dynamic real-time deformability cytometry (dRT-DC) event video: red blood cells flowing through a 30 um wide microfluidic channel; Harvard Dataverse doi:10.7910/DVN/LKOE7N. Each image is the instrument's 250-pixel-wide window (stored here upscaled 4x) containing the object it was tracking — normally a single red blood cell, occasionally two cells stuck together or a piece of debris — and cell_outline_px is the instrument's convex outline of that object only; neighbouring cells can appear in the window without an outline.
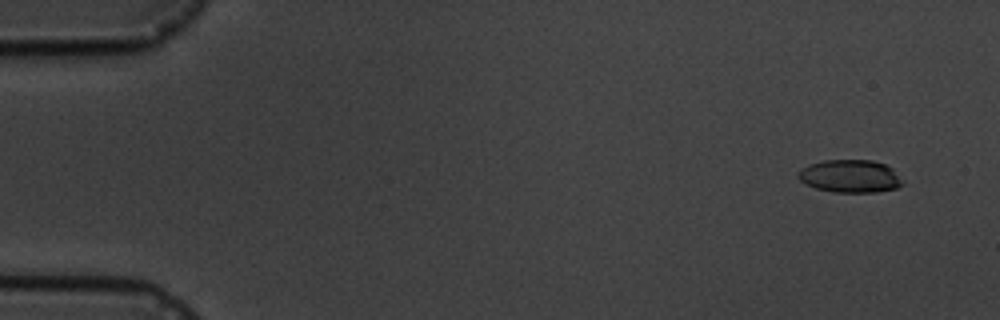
{"species": "common noctule bat (a hibernating species)", "species_latin": "Nyctalus noctula", "temperature_condition": "cold", "stored_images_in_passage": 6, "camera_frame_rate_fps": 3000, "um_per_image_px": 0.085, "animal": {"sex": "male", "body_mass_g": 19.5, "forearm_length_mm": 54.6}, "frame": {"image": 1, "passage_image": 1, "time_ms": 0.0, "image_size_px": [1000, 320], "cell_outline_px": [[904, 184], [896, 188], [876, 192], [832, 192], [816, 188], [804, 184], [796, 176], [796, 172], [800, 168], [808, 164], [824, 160], [872, 160], [884, 164], [892, 168], [904, 180]], "centroid_in_image_um": [72.23, 14.97], "position_along_channel_um": 12.8, "area_um2": 20.29}}